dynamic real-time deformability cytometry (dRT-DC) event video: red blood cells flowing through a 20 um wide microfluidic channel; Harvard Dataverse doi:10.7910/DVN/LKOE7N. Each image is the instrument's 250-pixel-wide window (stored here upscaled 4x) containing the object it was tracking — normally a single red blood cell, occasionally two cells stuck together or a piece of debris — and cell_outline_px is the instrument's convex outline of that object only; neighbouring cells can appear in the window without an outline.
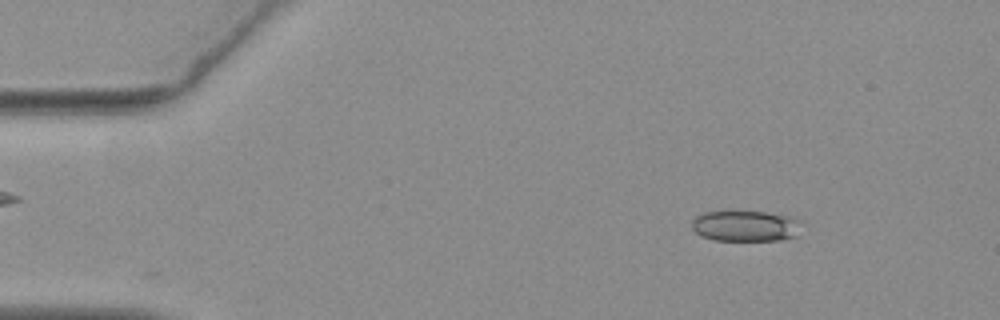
{"species": "common noctule bat (a hibernating species)", "species_latin": "Nyctalus noctula", "temperature_condition": "warm", "stored_images_in_passage": 55, "camera_frame_rate_fps": 3000, "um_per_image_px": 0.085, "animal": {"sex": "female", "body_mass_g": 19.3, "forearm_length_mm": 54.1}, "frame": {"image": 1, "passage_image": 7, "time_ms": 2.0, "image_size_px": [1000, 320], "cell_outline_px": [[804, 220], [796, 236], [780, 240], [716, 240], [700, 236], [692, 228], [692, 220], [696, 216], [704, 212], [764, 212], [788, 216]], "centroid_in_image_um": [63.4, 19.21], "position_along_channel_um": 21.6, "area_um2": 19.71}}
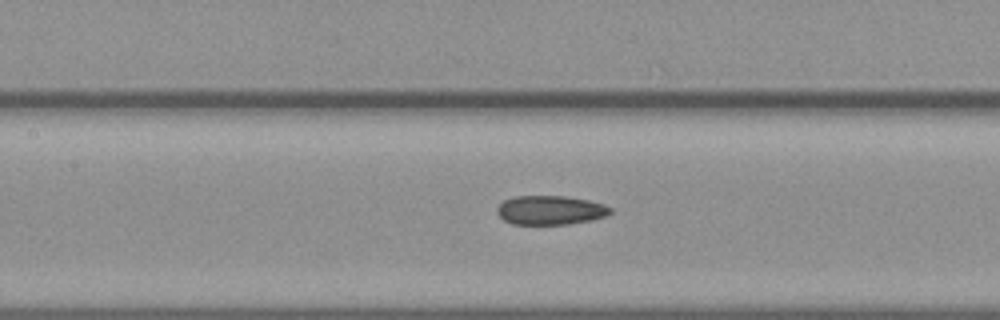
{"frame": {"image": 2, "passage_image": 25, "time_ms": 8.0, "image_size_px": [1000, 320], "cell_outline_px": [[612, 212], [604, 216], [592, 220], [568, 224], [512, 224], [504, 220], [496, 212], [496, 208], [504, 200], [516, 196], [564, 196], [588, 200], [604, 204], [612, 208]], "centroid_in_image_um": [46.77, 17.86], "position_along_channel_um": 160.6, "area_um2": 19.19}}
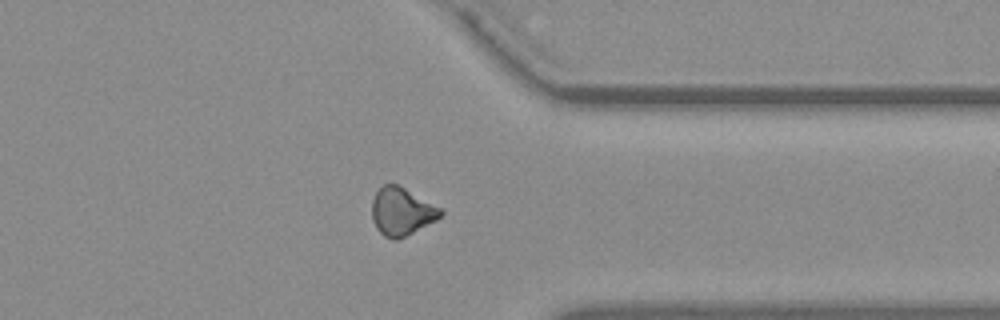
{"frame": {"image": 3, "passage_image": 43, "time_ms": 14.0, "image_size_px": [1000, 320], "cell_outline_px": [[444, 212], [436, 220], [396, 240], [392, 240], [384, 236], [376, 228], [372, 220], [372, 200], [376, 192], [384, 184], [396, 184], [444, 208]], "centroid_in_image_um": [34.14, 17.97], "position_along_channel_um": 377.3, "area_um2": 19.07}, "authors_computed_cell_mechanics": {"area_um2": 19.363, "velocity_mm_per_s": 3.7084, "shape_relaxation_time_tau1_ms": null, "shape_relaxation_time_tau2_ms": 3.6972, "deformation_change_tau1": null, "deformation_change_tau2": 0.1038}}